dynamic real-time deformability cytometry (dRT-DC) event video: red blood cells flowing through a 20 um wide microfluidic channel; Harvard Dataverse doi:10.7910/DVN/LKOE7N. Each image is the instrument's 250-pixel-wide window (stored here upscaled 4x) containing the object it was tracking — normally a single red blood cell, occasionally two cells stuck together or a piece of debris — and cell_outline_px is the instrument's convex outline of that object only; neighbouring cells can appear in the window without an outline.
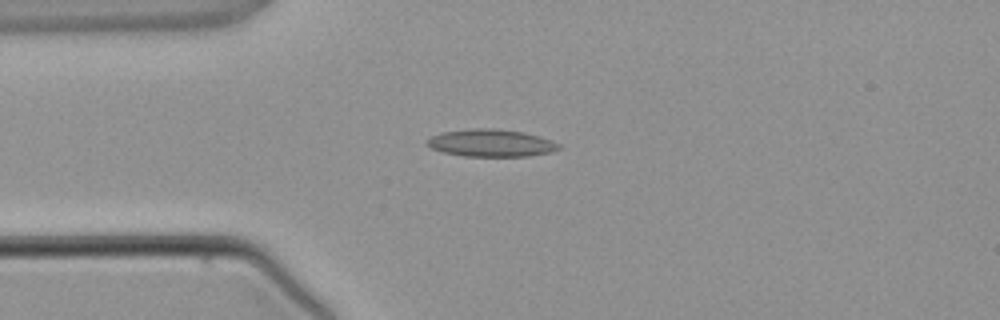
{"species": "common noctule bat (a hibernating species)", "species_latin": "Nyctalus noctula", "temperature_condition": "warm", "stored_images_in_passage": 3, "camera_frame_rate_fps": 3000, "um_per_image_px": 0.085, "animal": {"sex": "male", "body_mass_g": 21.5, "forearm_length_mm": 52.0}, "frame": {"image": 1, "passage_image": 3, "time_ms": 2.333, "image_size_px": [1000, 320], "cell_outline_px": [[564, 148], [552, 152], [528, 156], [464, 156], [444, 152], [432, 148], [424, 144], [424, 140], [428, 136], [440, 132], [476, 128], [496, 128], [524, 132], [540, 136], [560, 144]], "centroid_in_image_um": [41.72, 12.15], "position_along_channel_um": 43.3, "area_um2": 21.39}}